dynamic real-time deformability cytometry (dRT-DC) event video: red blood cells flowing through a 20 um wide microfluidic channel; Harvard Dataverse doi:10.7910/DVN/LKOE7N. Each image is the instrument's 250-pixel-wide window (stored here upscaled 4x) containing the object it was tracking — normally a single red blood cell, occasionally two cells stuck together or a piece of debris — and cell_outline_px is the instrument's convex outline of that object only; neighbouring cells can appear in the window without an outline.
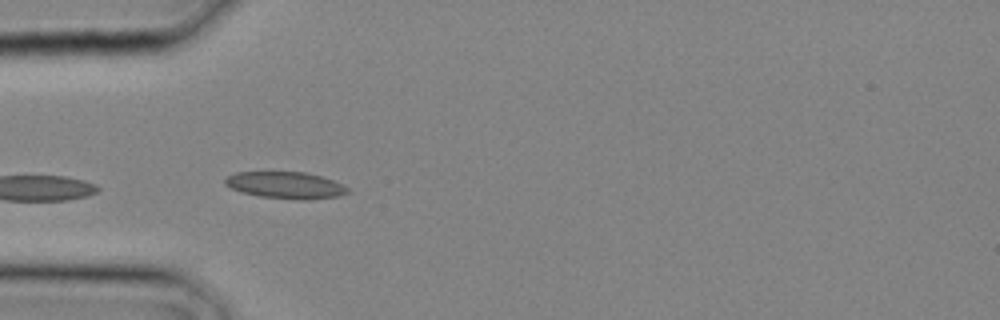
{"species": "common noctule bat (a hibernating species)", "species_latin": "Nyctalus noctula", "temperature_condition": "cold", "stored_images_in_passage": 3, "camera_frame_rate_fps": 3000, "um_per_image_px": 0.085, "animal": {"sex": "male", "body_mass_g": 20.4}, "frame": {"image": 1, "passage_image": 3, "time_ms": 0.667, "image_size_px": [1000, 320], "cell_outline_px": [[352, 192], [340, 196], [308, 200], [296, 200], [260, 196], [240, 192], [224, 184], [224, 180], [228, 176], [236, 172], [304, 172], [320, 176], [344, 184]], "centroid_in_image_um": [24.32, 15.75], "position_along_channel_um": 60.7, "area_um2": 19.31}}